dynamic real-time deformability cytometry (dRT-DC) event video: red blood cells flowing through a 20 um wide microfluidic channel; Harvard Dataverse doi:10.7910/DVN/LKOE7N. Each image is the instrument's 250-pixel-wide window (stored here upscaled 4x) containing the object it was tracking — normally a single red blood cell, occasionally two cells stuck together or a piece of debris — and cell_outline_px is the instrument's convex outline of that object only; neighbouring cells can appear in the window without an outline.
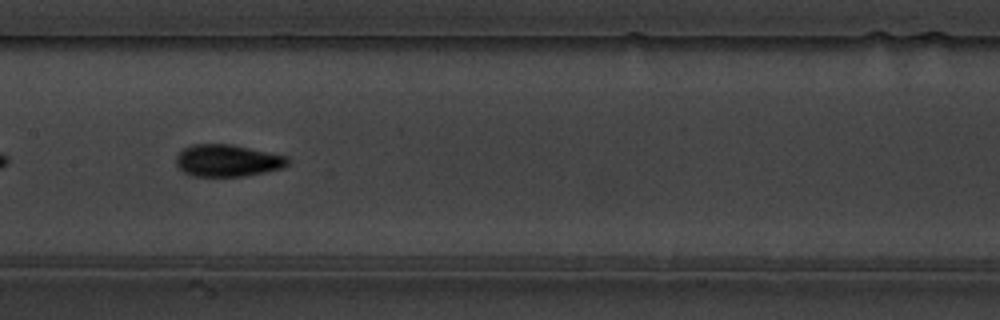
{"species": "common noctule bat (a hibernating species)", "species_latin": "Nyctalus noctula", "temperature_condition": "warm", "stored_images_in_passage": 21, "camera_frame_rate_fps": 3000, "um_per_image_px": 0.085, "animal": {"sex": "male", "body_mass_g": 19.5, "forearm_length_mm": 54.6}, "frame": {"image": 1, "passage_image": 12, "time_ms": 3.667, "image_size_px": [1000, 320], "cell_outline_px": [[288, 164], [284, 168], [244, 176], [192, 176], [184, 172], [176, 164], [176, 156], [184, 148], [192, 144], [232, 144], [288, 156]], "centroid_in_image_um": [19.35, 13.64], "position_along_channel_um": 188.1, "area_um2": 20.87}}
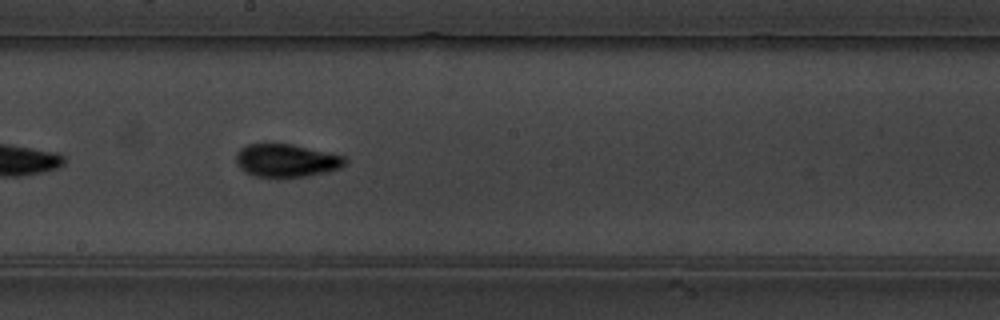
{"frame": {"image": 2, "passage_image": 15, "time_ms": 4.667, "image_size_px": [1000, 320], "cell_outline_px": [[348, 160], [340, 168], [308, 176], [280, 180], [256, 176], [244, 172], [236, 164], [236, 152], [240, 148], [248, 144], [292, 144], [344, 156]], "centroid_in_image_um": [24.3, 13.68], "position_along_channel_um": 223.9, "area_um2": 21.44}}